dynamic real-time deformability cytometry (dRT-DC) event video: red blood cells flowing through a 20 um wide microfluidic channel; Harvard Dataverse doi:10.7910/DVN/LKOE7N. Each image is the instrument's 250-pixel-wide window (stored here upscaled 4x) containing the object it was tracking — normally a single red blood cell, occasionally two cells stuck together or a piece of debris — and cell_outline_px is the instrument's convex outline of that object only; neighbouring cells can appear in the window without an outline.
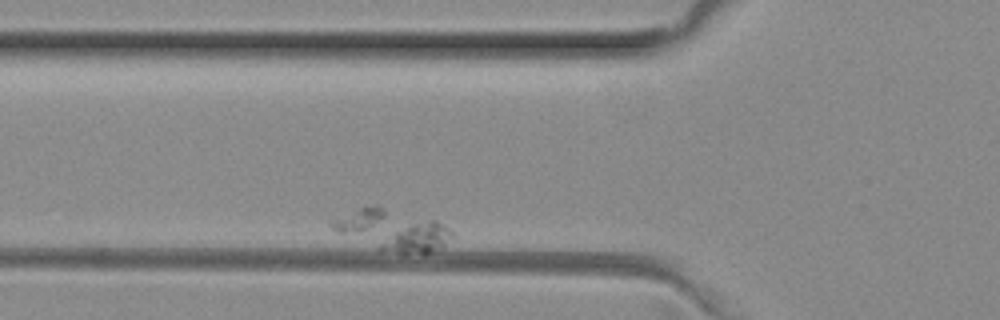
{"species": "common noctule bat (a hibernating species)", "species_latin": "Nyctalus noctula", "temperature_condition": "room temperature", "stored_images_in_passage": 8, "camera_frame_rate_fps": 3000, "um_per_image_px": 0.085, "animal": {"sex": "female", "body_mass_g": 29.2, "forearm_length_mm": 56.3}, "frame": {"image": 1, "passage_image": 3, "time_ms": 0.667, "image_size_px": [1000, 320], "cell_outline_px": [[456, 236], [440, 248], [432, 252], [380, 252], [376, 248], [380, 244], [396, 232], [412, 224], [428, 220], [436, 220], [452, 228]], "centroid_in_image_um": [35.6, 20.23], "position_along_channel_um": 90.2, "area_um2": 12.37}}